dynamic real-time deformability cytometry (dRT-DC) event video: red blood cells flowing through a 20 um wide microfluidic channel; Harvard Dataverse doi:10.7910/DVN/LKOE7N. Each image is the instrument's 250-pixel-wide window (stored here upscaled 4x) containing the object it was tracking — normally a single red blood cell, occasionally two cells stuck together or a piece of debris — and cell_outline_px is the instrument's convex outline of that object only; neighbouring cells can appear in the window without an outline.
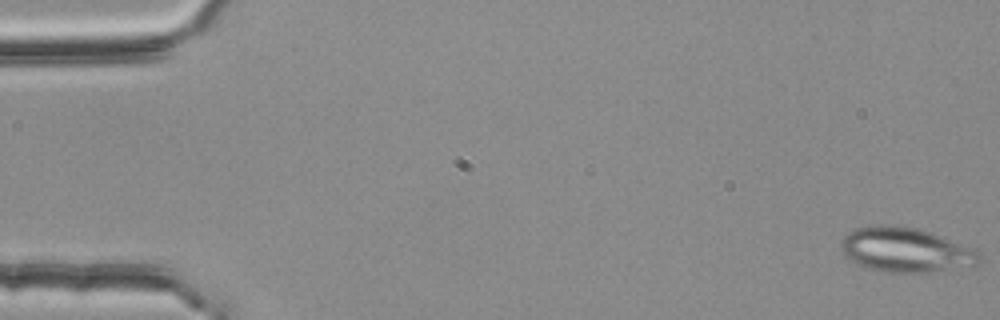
{"species": "common noctule bat (a hibernating species)", "species_latin": "Nyctalus noctula", "temperature_condition": "room temperature", "stored_images_in_passage": 6, "camera_frame_rate_fps": 3000, "um_per_image_px": 0.085, "animal": {"sex": "female", "body_mass_g": 25.1}, "frame": {"image": 1, "passage_image": 1, "time_ms": 0.0, "image_size_px": [1000, 320], "cell_outline_px": [[984, 256], [980, 264], [928, 272], [888, 272], [864, 268], [844, 256], [840, 248], [840, 240], [848, 232], [856, 228], [872, 224], [896, 224], [916, 228], [976, 248]], "centroid_in_image_um": [76.96, 21.23], "position_along_channel_um": 8.0, "area_um2": 36.47}}